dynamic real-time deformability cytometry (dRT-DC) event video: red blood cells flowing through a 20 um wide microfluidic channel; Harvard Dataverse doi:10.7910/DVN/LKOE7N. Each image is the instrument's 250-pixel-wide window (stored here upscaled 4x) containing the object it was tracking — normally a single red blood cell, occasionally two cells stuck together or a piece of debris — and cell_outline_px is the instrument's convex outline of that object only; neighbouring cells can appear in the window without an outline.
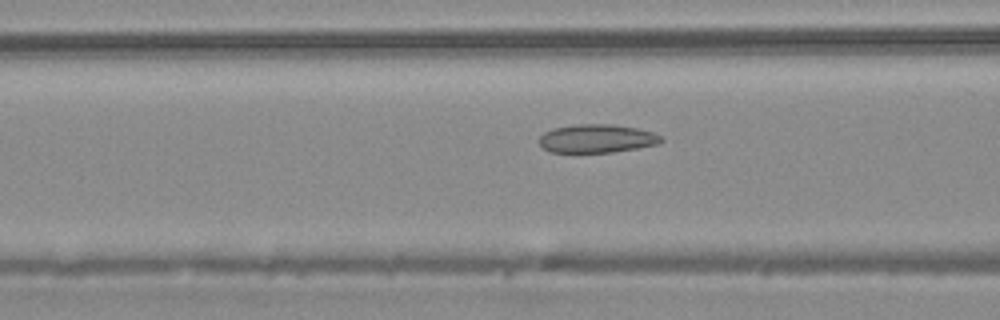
{"species": "common noctule bat (a hibernating species)", "species_latin": "Nyctalus noctula", "temperature_condition": "warm", "stored_images_in_passage": 33, "camera_frame_rate_fps": 3000, "um_per_image_px": 0.085, "animal": {"sex": "male", "body_mass_g": 20.4}, "frame": {"image": 1, "passage_image": 7, "time_ms": 2.0, "image_size_px": [1000, 320], "cell_outline_px": [[664, 140], [660, 144], [612, 152], [548, 152], [540, 144], [540, 136], [544, 132], [552, 128], [576, 124], [612, 124], [636, 128], [652, 132], [664, 136]], "centroid_in_image_um": [50.76, 11.77], "position_along_channel_um": 115.8, "area_um2": 20.29}}
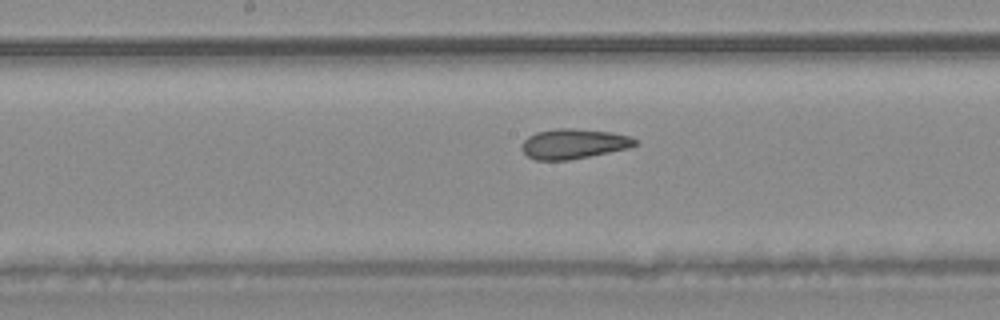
{"frame": {"image": 2, "passage_image": 13, "time_ms": 4.0, "image_size_px": [1000, 320], "cell_outline_px": [[636, 144], [628, 148], [568, 160], [536, 160], [528, 156], [520, 148], [524, 140], [528, 136], [536, 132], [556, 128], [572, 128], [612, 132], [632, 136], [636, 140]], "centroid_in_image_um": [48.74, 12.21], "position_along_channel_um": 199.5, "area_um2": 19.71}}
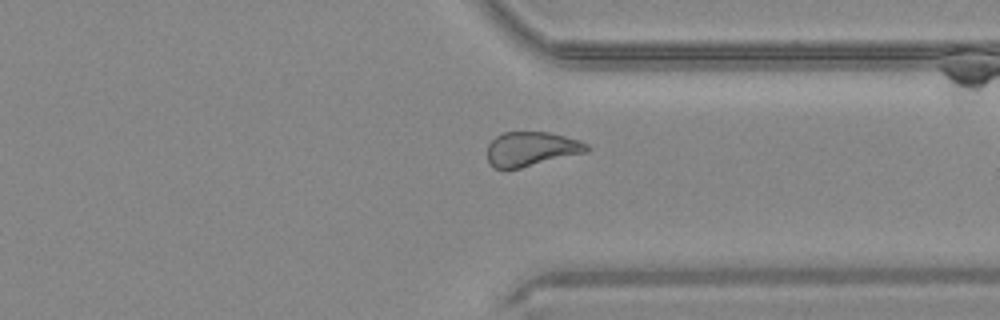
{"frame": {"image": 3, "passage_image": 25, "time_ms": 8.0, "image_size_px": [1000, 320], "cell_outline_px": [[588, 152], [520, 168], [492, 168], [488, 160], [488, 144], [496, 136], [504, 132], [548, 132], [580, 140], [588, 144]], "centroid_in_image_um": [45.17, 12.66], "position_along_channel_um": 366.2, "area_um2": 19.88}}